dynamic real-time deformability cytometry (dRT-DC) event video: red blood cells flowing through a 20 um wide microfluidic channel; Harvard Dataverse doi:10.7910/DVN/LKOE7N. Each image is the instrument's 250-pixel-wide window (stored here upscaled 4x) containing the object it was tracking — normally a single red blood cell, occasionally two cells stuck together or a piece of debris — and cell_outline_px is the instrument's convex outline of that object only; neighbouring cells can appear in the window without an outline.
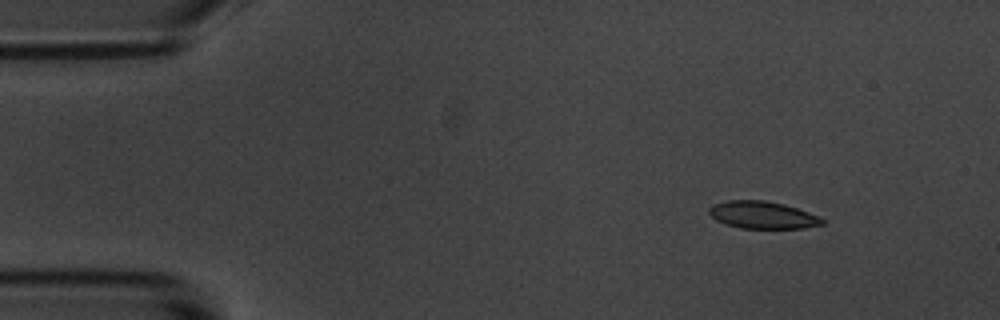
{"species": "common noctule bat (a hibernating species)", "species_latin": "Nyctalus noctula", "temperature_condition": "room temperature", "stored_images_in_passage": 4, "camera_frame_rate_fps": 3000, "um_per_image_px": 0.085, "animal": {"sex": "male", "body_mass_g": 20.1, "forearm_length_mm": 53.5}, "frame": {"image": 1, "passage_image": 1, "time_ms": 0.0, "image_size_px": [1000, 320], "cell_outline_px": [[824, 224], [804, 228], [740, 228], [724, 224], [716, 220], [708, 212], [708, 208], [712, 204], [728, 200], [764, 200], [784, 204], [820, 216], [824, 220]], "centroid_in_image_um": [64.8, 18.27], "position_along_channel_um": 20.2, "area_um2": 18.09}}
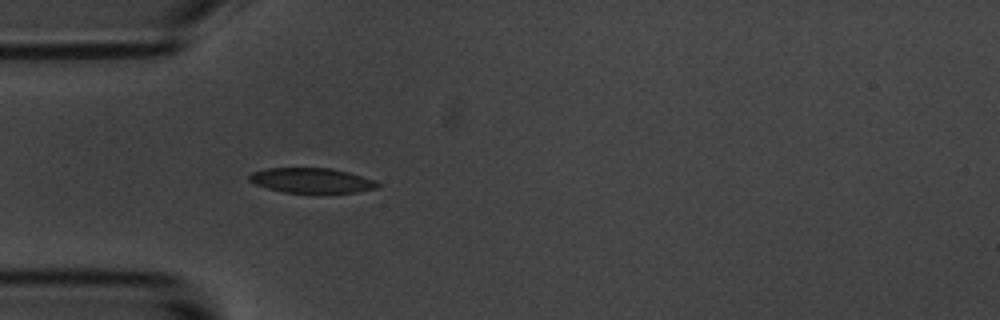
{"frame": {"image": 2, "passage_image": 4, "time_ms": 3.333, "image_size_px": [1000, 320], "cell_outline_px": [[380, 184], [376, 188], [356, 192], [328, 196], [320, 196], [284, 192], [268, 188], [256, 184], [248, 180], [248, 176], [252, 172], [268, 168], [332, 168], [348, 172], [376, 180]], "centroid_in_image_um": [26.54, 15.39], "position_along_channel_um": 58.5, "area_um2": 19.59}}